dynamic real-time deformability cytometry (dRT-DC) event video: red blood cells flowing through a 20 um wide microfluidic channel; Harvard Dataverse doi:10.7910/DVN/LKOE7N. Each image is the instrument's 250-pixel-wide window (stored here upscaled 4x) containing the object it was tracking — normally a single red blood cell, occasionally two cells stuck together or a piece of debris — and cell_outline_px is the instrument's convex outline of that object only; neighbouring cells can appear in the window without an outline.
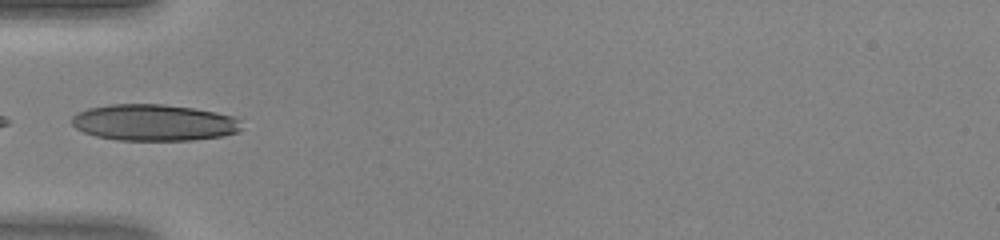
{"species": "human", "species_latin": "Homo sapiens", "temperature_condition": "warm", "stored_images_in_passage": 20, "camera_frame_rate_fps": 3000, "um_per_image_px": 0.085, "donor": {"sex": "female"}, "frame": {"image": 1, "passage_image": 1, "time_ms": 0.0, "image_size_px": [1000, 240], "cell_outline_px": [[240, 132], [224, 136], [192, 140], [120, 140], [96, 136], [84, 132], [76, 128], [72, 124], [72, 116], [76, 112], [88, 108], [112, 104], [164, 104], [192, 108], [216, 112], [236, 116], [240, 120]], "centroid_in_image_um": [13.11, 10.41], "position_along_channel_um": 71.9, "area_um2": 36.24}}